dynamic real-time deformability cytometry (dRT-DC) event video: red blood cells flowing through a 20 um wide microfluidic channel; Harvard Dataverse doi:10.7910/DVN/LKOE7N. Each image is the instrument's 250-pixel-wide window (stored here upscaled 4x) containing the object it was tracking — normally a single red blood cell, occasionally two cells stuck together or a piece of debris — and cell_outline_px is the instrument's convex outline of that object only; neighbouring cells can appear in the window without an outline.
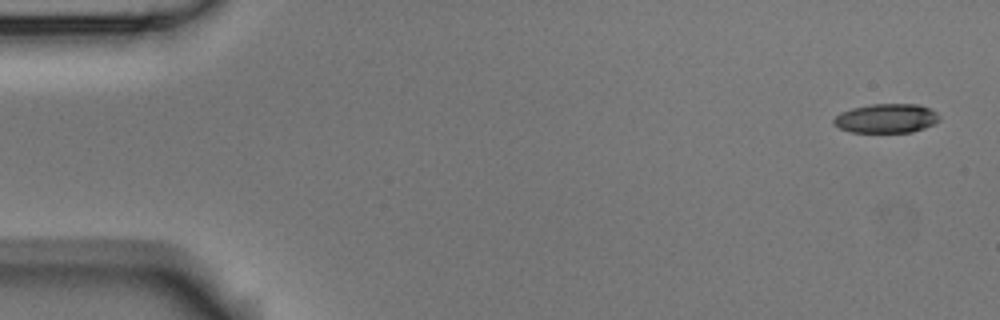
{"species": "Egyptian fruit bat (a non-hibernating species)", "species_latin": "Rousettus aegyptiacus", "temperature_condition": "room temperature", "stored_images_in_passage": 4, "camera_frame_rate_fps": 3000, "um_per_image_px": 0.085, "animal": {"sex": "male"}, "frame": {"image": 1, "passage_image": 1, "time_ms": 0.0, "image_size_px": [1000, 320], "cell_outline_px": [[940, 120], [936, 124], [912, 132], [852, 132], [840, 128], [832, 124], [832, 120], [840, 112], [852, 108], [872, 104], [920, 104], [932, 108], [940, 116]], "centroid_in_image_um": [75.37, 10.05], "position_along_channel_um": 9.6, "area_um2": 18.21}}